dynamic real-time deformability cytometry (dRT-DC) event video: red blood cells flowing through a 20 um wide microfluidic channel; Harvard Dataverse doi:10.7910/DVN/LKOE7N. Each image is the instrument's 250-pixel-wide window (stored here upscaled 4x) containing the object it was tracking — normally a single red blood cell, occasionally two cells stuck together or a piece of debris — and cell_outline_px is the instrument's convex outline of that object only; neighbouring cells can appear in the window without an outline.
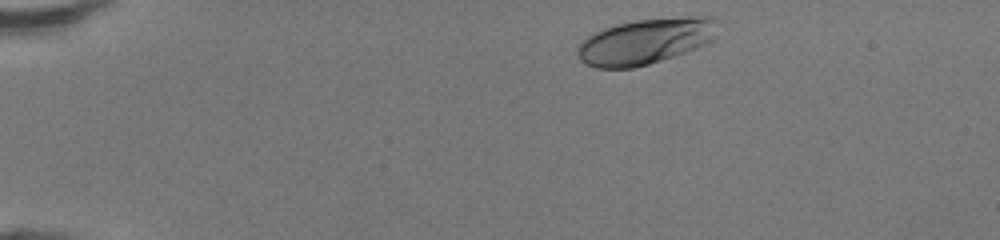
{"species": "human", "species_latin": "Homo sapiens", "temperature_condition": "room temperature", "stored_images_in_passage": 37, "camera_frame_rate_fps": 3000, "um_per_image_px": 0.085, "donor": {"sex": "female"}, "frame": {"image": 1, "passage_image": 1, "time_ms": 0.0, "image_size_px": [1000, 240], "cell_outline_px": [[716, 36], [708, 44], [648, 64], [632, 68], [596, 68], [584, 64], [580, 60], [576, 52], [576, 44], [580, 40], [604, 28], [636, 20], [708, 16], [716, 20]], "centroid_in_image_um": [54.81, 3.53], "position_along_channel_um": 30.2, "area_um2": 37.11}}
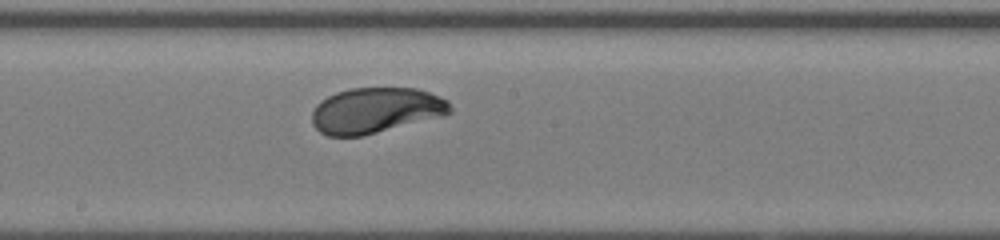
{"frame": {"image": 2, "passage_image": 20, "time_ms": 6.333, "image_size_px": [1000, 240], "cell_outline_px": [[452, 112], [444, 116], [360, 136], [328, 136], [320, 132], [312, 124], [312, 112], [316, 104], [320, 100], [336, 92], [352, 88], [416, 88], [440, 96], [448, 100], [452, 108]], "centroid_in_image_um": [31.94, 9.38], "position_along_channel_um": 216.3, "area_um2": 36.76}}
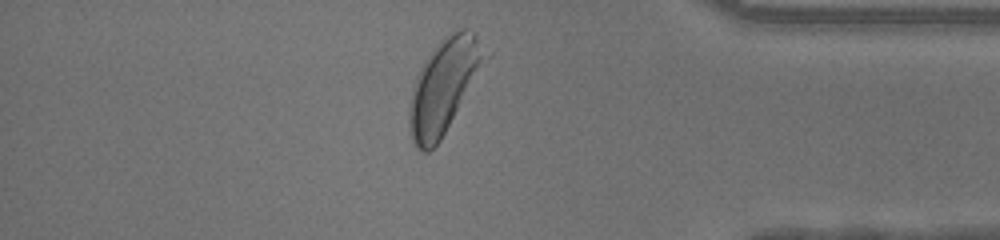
{"frame": {"image": 3, "passage_image": 34, "time_ms": 11.0, "image_size_px": [1000, 240], "cell_outline_px": [[492, 52], [440, 140], [428, 152], [424, 152], [416, 148], [412, 144], [408, 132], [408, 108], [412, 88], [416, 76], [424, 60], [432, 48], [444, 36], [460, 28], [464, 28], [472, 32]], "centroid_in_image_um": [37.72, 7.29], "position_along_channel_um": 397.5, "area_um2": 41.79}, "authors_computed_cell_mechanics": {"area_um2": 36.9342, "velocity_mm_per_s": 4.2879, "shape_relaxation_time_tau1_ms": 2.1446, "shape_relaxation_time_tau2_ms": null, "deformation_change_tau1": 0.1273, "deformation_change_tau2": null}}